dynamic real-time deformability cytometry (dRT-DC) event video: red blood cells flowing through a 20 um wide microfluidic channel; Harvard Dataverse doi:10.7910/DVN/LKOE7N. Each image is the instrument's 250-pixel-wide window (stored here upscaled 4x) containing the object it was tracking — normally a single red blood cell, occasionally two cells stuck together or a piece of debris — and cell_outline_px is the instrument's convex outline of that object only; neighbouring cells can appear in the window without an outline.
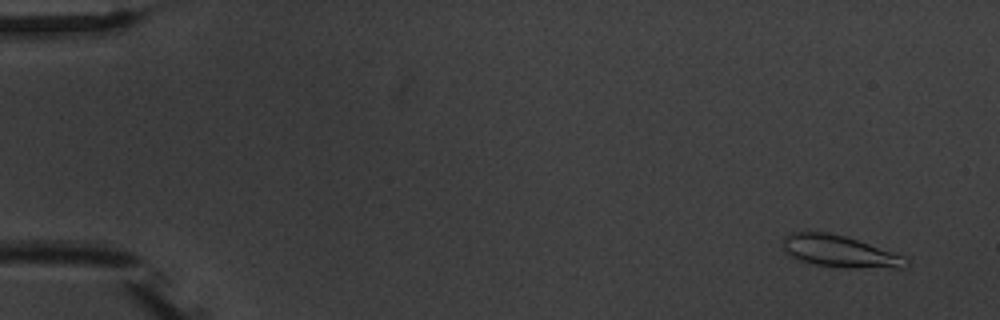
{"species": "common noctule bat (a hibernating species)", "species_latin": "Nyctalus noctula", "temperature_condition": "warm", "stored_images_in_passage": 5, "camera_frame_rate_fps": 3000, "um_per_image_px": 0.085, "animal": {"sex": "male", "body_mass_g": 20.1, "forearm_length_mm": 53.5}, "frame": {"image": 1, "passage_image": 1, "time_ms": 0.0, "image_size_px": [1000, 320], "cell_outline_px": [[908, 264], [904, 268], [844, 268], [816, 264], [800, 260], [784, 252], [784, 236], [792, 232], [824, 232], [844, 236], [904, 256], [908, 260]], "centroid_in_image_um": [71.38, 21.38], "position_along_channel_um": 13.6, "area_um2": 22.48}}